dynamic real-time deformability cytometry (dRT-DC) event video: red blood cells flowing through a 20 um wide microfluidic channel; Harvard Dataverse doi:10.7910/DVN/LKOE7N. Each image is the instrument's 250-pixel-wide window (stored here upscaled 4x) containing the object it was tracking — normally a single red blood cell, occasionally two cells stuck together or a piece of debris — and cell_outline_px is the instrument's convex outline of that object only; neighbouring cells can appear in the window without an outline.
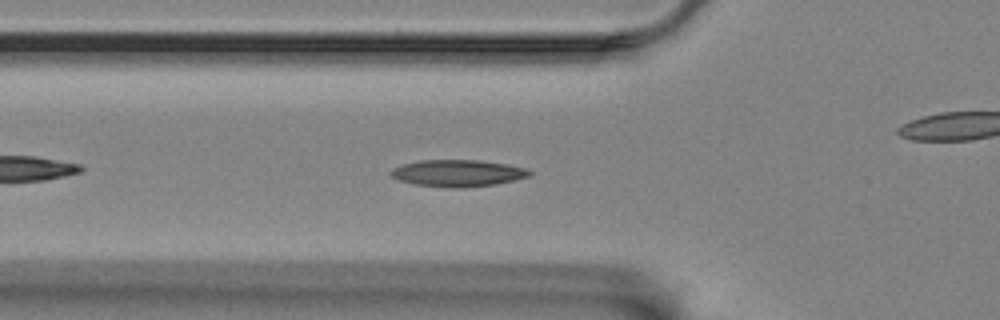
{"species": "Egyptian fruit bat (a non-hibernating species)", "species_latin": "Rousettus aegyptiacus", "temperature_condition": "room temperature", "stored_images_in_passage": 42, "camera_frame_rate_fps": 3000, "um_per_image_px": 0.085, "animal": {"sex": "female"}, "frame": {"image": 1, "passage_image": 7, "time_ms": 2.0, "image_size_px": [1000, 320], "cell_outline_px": [[532, 176], [496, 184], [464, 188], [452, 188], [412, 184], [400, 180], [392, 176], [388, 172], [392, 168], [404, 164], [420, 160], [480, 160], [508, 164], [528, 168], [532, 172]], "centroid_in_image_um": [38.95, 14.72], "position_along_channel_um": 86.9, "area_um2": 21.91}}
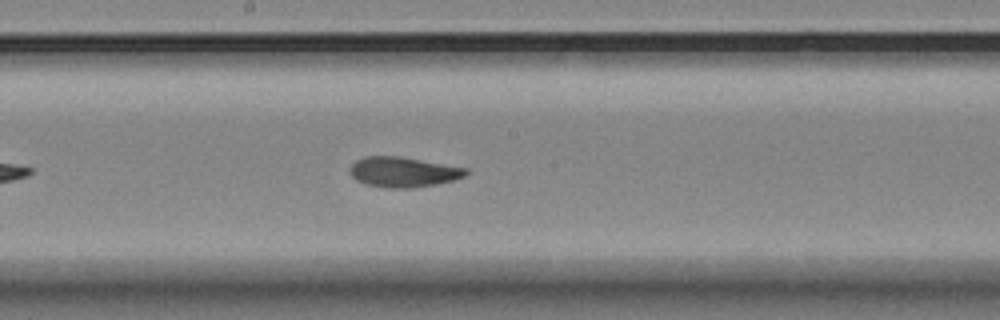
{"frame": {"image": 2, "passage_image": 18, "time_ms": 5.667, "image_size_px": [1000, 320], "cell_outline_px": [[468, 172], [464, 176], [452, 180], [436, 184], [412, 188], [388, 188], [364, 184], [356, 180], [352, 176], [348, 168], [356, 160], [364, 156], [400, 156], [468, 168]], "centroid_in_image_um": [34.24, 14.62], "position_along_channel_um": 214.0, "area_um2": 20.46}}
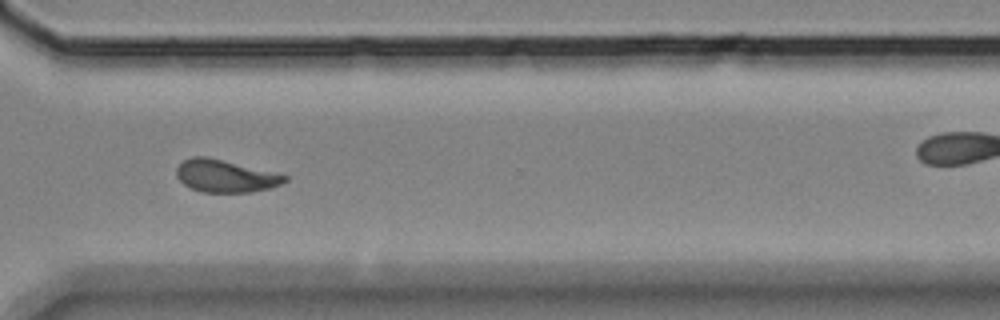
{"frame": {"image": 3, "passage_image": 30, "time_ms": 9.667, "image_size_px": [1000, 320], "cell_outline_px": [[288, 180], [272, 188], [252, 192], [200, 192], [184, 184], [176, 176], [176, 168], [184, 160], [192, 156], [204, 156], [288, 176]], "centroid_in_image_um": [19.13, 14.98], "position_along_channel_um": 351.5, "area_um2": 20.11}, "authors_computed_cell_mechanics": {"area_um2": 20.4034, "velocity_mm_per_s": 3.4406, "shape_relaxation_time_tau1_ms": 6.624, "shape_relaxation_time_tau2_ms": 2.0271, "deformation_change_tau1": 0.1921, "deformation_change_tau2": 0.0869}}